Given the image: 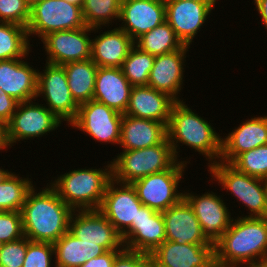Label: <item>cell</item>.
<instances>
[{"instance_id": "4", "label": "cell", "mask_w": 267, "mask_h": 267, "mask_svg": "<svg viewBox=\"0 0 267 267\" xmlns=\"http://www.w3.org/2000/svg\"><path fill=\"white\" fill-rule=\"evenodd\" d=\"M105 167L70 170L49 185L73 210H99L107 185L112 180L111 161Z\"/></svg>"}, {"instance_id": "13", "label": "cell", "mask_w": 267, "mask_h": 267, "mask_svg": "<svg viewBox=\"0 0 267 267\" xmlns=\"http://www.w3.org/2000/svg\"><path fill=\"white\" fill-rule=\"evenodd\" d=\"M69 232L81 242L95 243L106 251L124 249L121 235L99 210H74Z\"/></svg>"}, {"instance_id": "40", "label": "cell", "mask_w": 267, "mask_h": 267, "mask_svg": "<svg viewBox=\"0 0 267 267\" xmlns=\"http://www.w3.org/2000/svg\"><path fill=\"white\" fill-rule=\"evenodd\" d=\"M149 263V254L124 248L115 257L113 267H146Z\"/></svg>"}, {"instance_id": "10", "label": "cell", "mask_w": 267, "mask_h": 267, "mask_svg": "<svg viewBox=\"0 0 267 267\" xmlns=\"http://www.w3.org/2000/svg\"><path fill=\"white\" fill-rule=\"evenodd\" d=\"M44 104L32 100L19 102L11 120L6 124L8 146L20 140L47 135L60 127L61 121ZM13 144V145H12Z\"/></svg>"}, {"instance_id": "14", "label": "cell", "mask_w": 267, "mask_h": 267, "mask_svg": "<svg viewBox=\"0 0 267 267\" xmlns=\"http://www.w3.org/2000/svg\"><path fill=\"white\" fill-rule=\"evenodd\" d=\"M142 205L132 184L119 183L112 179L107 185L99 211L122 235L135 222Z\"/></svg>"}, {"instance_id": "7", "label": "cell", "mask_w": 267, "mask_h": 267, "mask_svg": "<svg viewBox=\"0 0 267 267\" xmlns=\"http://www.w3.org/2000/svg\"><path fill=\"white\" fill-rule=\"evenodd\" d=\"M188 161H177L170 169L153 173L132 183L138 199L144 206L163 212L177 204L184 193L178 191V186Z\"/></svg>"}, {"instance_id": "31", "label": "cell", "mask_w": 267, "mask_h": 267, "mask_svg": "<svg viewBox=\"0 0 267 267\" xmlns=\"http://www.w3.org/2000/svg\"><path fill=\"white\" fill-rule=\"evenodd\" d=\"M29 39L26 27L0 22V61L25 58L29 55Z\"/></svg>"}, {"instance_id": "25", "label": "cell", "mask_w": 267, "mask_h": 267, "mask_svg": "<svg viewBox=\"0 0 267 267\" xmlns=\"http://www.w3.org/2000/svg\"><path fill=\"white\" fill-rule=\"evenodd\" d=\"M132 87L121 68L98 67L93 100L124 114Z\"/></svg>"}, {"instance_id": "41", "label": "cell", "mask_w": 267, "mask_h": 267, "mask_svg": "<svg viewBox=\"0 0 267 267\" xmlns=\"http://www.w3.org/2000/svg\"><path fill=\"white\" fill-rule=\"evenodd\" d=\"M19 101L6 94L0 88V122L5 125L11 120L12 115L17 109Z\"/></svg>"}, {"instance_id": "24", "label": "cell", "mask_w": 267, "mask_h": 267, "mask_svg": "<svg viewBox=\"0 0 267 267\" xmlns=\"http://www.w3.org/2000/svg\"><path fill=\"white\" fill-rule=\"evenodd\" d=\"M176 101L168 94L150 86H134L131 89L125 115L169 123L171 109Z\"/></svg>"}, {"instance_id": "21", "label": "cell", "mask_w": 267, "mask_h": 267, "mask_svg": "<svg viewBox=\"0 0 267 267\" xmlns=\"http://www.w3.org/2000/svg\"><path fill=\"white\" fill-rule=\"evenodd\" d=\"M162 214L166 240L179 244L214 245L204 236L193 208L184 197Z\"/></svg>"}, {"instance_id": "23", "label": "cell", "mask_w": 267, "mask_h": 267, "mask_svg": "<svg viewBox=\"0 0 267 267\" xmlns=\"http://www.w3.org/2000/svg\"><path fill=\"white\" fill-rule=\"evenodd\" d=\"M233 130L222 138L221 162L230 164L239 154L267 144V116L248 119Z\"/></svg>"}, {"instance_id": "6", "label": "cell", "mask_w": 267, "mask_h": 267, "mask_svg": "<svg viewBox=\"0 0 267 267\" xmlns=\"http://www.w3.org/2000/svg\"><path fill=\"white\" fill-rule=\"evenodd\" d=\"M212 180L222 185V189L231 192L237 201L250 210L245 217H267V193L263 179L237 171L230 164L218 161L208 165Z\"/></svg>"}, {"instance_id": "29", "label": "cell", "mask_w": 267, "mask_h": 267, "mask_svg": "<svg viewBox=\"0 0 267 267\" xmlns=\"http://www.w3.org/2000/svg\"><path fill=\"white\" fill-rule=\"evenodd\" d=\"M71 95L78 105L93 100L98 66L91 60L69 62L64 65Z\"/></svg>"}, {"instance_id": "35", "label": "cell", "mask_w": 267, "mask_h": 267, "mask_svg": "<svg viewBox=\"0 0 267 267\" xmlns=\"http://www.w3.org/2000/svg\"><path fill=\"white\" fill-rule=\"evenodd\" d=\"M237 171L252 177H267V144L239 154L231 163Z\"/></svg>"}, {"instance_id": "48", "label": "cell", "mask_w": 267, "mask_h": 267, "mask_svg": "<svg viewBox=\"0 0 267 267\" xmlns=\"http://www.w3.org/2000/svg\"><path fill=\"white\" fill-rule=\"evenodd\" d=\"M65 1H67L68 3L75 4L77 6H80L81 8L83 7L84 2H85V0H65Z\"/></svg>"}, {"instance_id": "45", "label": "cell", "mask_w": 267, "mask_h": 267, "mask_svg": "<svg viewBox=\"0 0 267 267\" xmlns=\"http://www.w3.org/2000/svg\"><path fill=\"white\" fill-rule=\"evenodd\" d=\"M246 266L247 267H267V258L257 260L253 263L246 265ZM246 266H243V267H246Z\"/></svg>"}, {"instance_id": "51", "label": "cell", "mask_w": 267, "mask_h": 267, "mask_svg": "<svg viewBox=\"0 0 267 267\" xmlns=\"http://www.w3.org/2000/svg\"><path fill=\"white\" fill-rule=\"evenodd\" d=\"M212 267H224V266H219V265L214 264Z\"/></svg>"}, {"instance_id": "5", "label": "cell", "mask_w": 267, "mask_h": 267, "mask_svg": "<svg viewBox=\"0 0 267 267\" xmlns=\"http://www.w3.org/2000/svg\"><path fill=\"white\" fill-rule=\"evenodd\" d=\"M112 159V179L132 184L147 175L170 169L178 160L168 138L158 145L137 150H123Z\"/></svg>"}, {"instance_id": "33", "label": "cell", "mask_w": 267, "mask_h": 267, "mask_svg": "<svg viewBox=\"0 0 267 267\" xmlns=\"http://www.w3.org/2000/svg\"><path fill=\"white\" fill-rule=\"evenodd\" d=\"M122 0H85L82 14L85 25L90 28H101L119 20ZM111 21V22H110Z\"/></svg>"}, {"instance_id": "11", "label": "cell", "mask_w": 267, "mask_h": 267, "mask_svg": "<svg viewBox=\"0 0 267 267\" xmlns=\"http://www.w3.org/2000/svg\"><path fill=\"white\" fill-rule=\"evenodd\" d=\"M123 114L107 105L90 100L79 105L76 119L70 124L95 141L119 144Z\"/></svg>"}, {"instance_id": "19", "label": "cell", "mask_w": 267, "mask_h": 267, "mask_svg": "<svg viewBox=\"0 0 267 267\" xmlns=\"http://www.w3.org/2000/svg\"><path fill=\"white\" fill-rule=\"evenodd\" d=\"M217 3L165 1L166 22L184 45L190 46Z\"/></svg>"}, {"instance_id": "34", "label": "cell", "mask_w": 267, "mask_h": 267, "mask_svg": "<svg viewBox=\"0 0 267 267\" xmlns=\"http://www.w3.org/2000/svg\"><path fill=\"white\" fill-rule=\"evenodd\" d=\"M155 56L140 50L135 45L129 51L128 57L122 64L124 76L134 86H146Z\"/></svg>"}, {"instance_id": "49", "label": "cell", "mask_w": 267, "mask_h": 267, "mask_svg": "<svg viewBox=\"0 0 267 267\" xmlns=\"http://www.w3.org/2000/svg\"><path fill=\"white\" fill-rule=\"evenodd\" d=\"M24 1L29 6V8L31 9L35 4H37L41 0H24Z\"/></svg>"}, {"instance_id": "30", "label": "cell", "mask_w": 267, "mask_h": 267, "mask_svg": "<svg viewBox=\"0 0 267 267\" xmlns=\"http://www.w3.org/2000/svg\"><path fill=\"white\" fill-rule=\"evenodd\" d=\"M134 45L154 56L171 53L184 46L166 21L142 34L134 41Z\"/></svg>"}, {"instance_id": "39", "label": "cell", "mask_w": 267, "mask_h": 267, "mask_svg": "<svg viewBox=\"0 0 267 267\" xmlns=\"http://www.w3.org/2000/svg\"><path fill=\"white\" fill-rule=\"evenodd\" d=\"M27 251V238L0 244V267H23Z\"/></svg>"}, {"instance_id": "9", "label": "cell", "mask_w": 267, "mask_h": 267, "mask_svg": "<svg viewBox=\"0 0 267 267\" xmlns=\"http://www.w3.org/2000/svg\"><path fill=\"white\" fill-rule=\"evenodd\" d=\"M44 68V72L38 71L36 98L42 95L45 106L69 125L76 119L79 105L71 95L64 67L46 62Z\"/></svg>"}, {"instance_id": "43", "label": "cell", "mask_w": 267, "mask_h": 267, "mask_svg": "<svg viewBox=\"0 0 267 267\" xmlns=\"http://www.w3.org/2000/svg\"><path fill=\"white\" fill-rule=\"evenodd\" d=\"M256 4V5H255ZM258 14L261 16V21L267 29V0H254Z\"/></svg>"}, {"instance_id": "28", "label": "cell", "mask_w": 267, "mask_h": 267, "mask_svg": "<svg viewBox=\"0 0 267 267\" xmlns=\"http://www.w3.org/2000/svg\"><path fill=\"white\" fill-rule=\"evenodd\" d=\"M54 259L55 267H79L86 261L95 258L106 250L95 244L89 242H81L67 231L54 244Z\"/></svg>"}, {"instance_id": "26", "label": "cell", "mask_w": 267, "mask_h": 267, "mask_svg": "<svg viewBox=\"0 0 267 267\" xmlns=\"http://www.w3.org/2000/svg\"><path fill=\"white\" fill-rule=\"evenodd\" d=\"M134 40L120 28L102 32L91 41V60L98 67L121 68Z\"/></svg>"}, {"instance_id": "2", "label": "cell", "mask_w": 267, "mask_h": 267, "mask_svg": "<svg viewBox=\"0 0 267 267\" xmlns=\"http://www.w3.org/2000/svg\"><path fill=\"white\" fill-rule=\"evenodd\" d=\"M215 264L239 267L267 258V217H237L214 244Z\"/></svg>"}, {"instance_id": "8", "label": "cell", "mask_w": 267, "mask_h": 267, "mask_svg": "<svg viewBox=\"0 0 267 267\" xmlns=\"http://www.w3.org/2000/svg\"><path fill=\"white\" fill-rule=\"evenodd\" d=\"M82 8L65 0H41L30 9L28 37L85 27Z\"/></svg>"}, {"instance_id": "47", "label": "cell", "mask_w": 267, "mask_h": 267, "mask_svg": "<svg viewBox=\"0 0 267 267\" xmlns=\"http://www.w3.org/2000/svg\"><path fill=\"white\" fill-rule=\"evenodd\" d=\"M165 1H197L203 3H216L217 0H165Z\"/></svg>"}, {"instance_id": "44", "label": "cell", "mask_w": 267, "mask_h": 267, "mask_svg": "<svg viewBox=\"0 0 267 267\" xmlns=\"http://www.w3.org/2000/svg\"><path fill=\"white\" fill-rule=\"evenodd\" d=\"M8 148V142L6 138V125L0 122V150Z\"/></svg>"}, {"instance_id": "17", "label": "cell", "mask_w": 267, "mask_h": 267, "mask_svg": "<svg viewBox=\"0 0 267 267\" xmlns=\"http://www.w3.org/2000/svg\"><path fill=\"white\" fill-rule=\"evenodd\" d=\"M153 267H212L214 245L179 244L166 240L150 254Z\"/></svg>"}, {"instance_id": "38", "label": "cell", "mask_w": 267, "mask_h": 267, "mask_svg": "<svg viewBox=\"0 0 267 267\" xmlns=\"http://www.w3.org/2000/svg\"><path fill=\"white\" fill-rule=\"evenodd\" d=\"M24 237L21 211L0 212V244Z\"/></svg>"}, {"instance_id": "50", "label": "cell", "mask_w": 267, "mask_h": 267, "mask_svg": "<svg viewBox=\"0 0 267 267\" xmlns=\"http://www.w3.org/2000/svg\"><path fill=\"white\" fill-rule=\"evenodd\" d=\"M263 182H264L266 193H267V177L263 179Z\"/></svg>"}, {"instance_id": "16", "label": "cell", "mask_w": 267, "mask_h": 267, "mask_svg": "<svg viewBox=\"0 0 267 267\" xmlns=\"http://www.w3.org/2000/svg\"><path fill=\"white\" fill-rule=\"evenodd\" d=\"M184 192V198L191 205L206 239L215 244L228 230L233 220L226 203L216 193L200 195Z\"/></svg>"}, {"instance_id": "27", "label": "cell", "mask_w": 267, "mask_h": 267, "mask_svg": "<svg viewBox=\"0 0 267 267\" xmlns=\"http://www.w3.org/2000/svg\"><path fill=\"white\" fill-rule=\"evenodd\" d=\"M166 138L167 126L164 123L123 114L119 143L123 150L151 147Z\"/></svg>"}, {"instance_id": "12", "label": "cell", "mask_w": 267, "mask_h": 267, "mask_svg": "<svg viewBox=\"0 0 267 267\" xmlns=\"http://www.w3.org/2000/svg\"><path fill=\"white\" fill-rule=\"evenodd\" d=\"M101 28L82 27L74 30L56 31L44 36L41 41L46 51L47 63L64 65L69 62L91 59V37Z\"/></svg>"}, {"instance_id": "36", "label": "cell", "mask_w": 267, "mask_h": 267, "mask_svg": "<svg viewBox=\"0 0 267 267\" xmlns=\"http://www.w3.org/2000/svg\"><path fill=\"white\" fill-rule=\"evenodd\" d=\"M54 256L52 243L30 241L27 238V251L23 267H51Z\"/></svg>"}, {"instance_id": "32", "label": "cell", "mask_w": 267, "mask_h": 267, "mask_svg": "<svg viewBox=\"0 0 267 267\" xmlns=\"http://www.w3.org/2000/svg\"><path fill=\"white\" fill-rule=\"evenodd\" d=\"M18 176L11 172L0 183V212L21 211L28 192L34 187L31 179Z\"/></svg>"}, {"instance_id": "37", "label": "cell", "mask_w": 267, "mask_h": 267, "mask_svg": "<svg viewBox=\"0 0 267 267\" xmlns=\"http://www.w3.org/2000/svg\"><path fill=\"white\" fill-rule=\"evenodd\" d=\"M30 8L24 0H0V22L27 27Z\"/></svg>"}, {"instance_id": "22", "label": "cell", "mask_w": 267, "mask_h": 267, "mask_svg": "<svg viewBox=\"0 0 267 267\" xmlns=\"http://www.w3.org/2000/svg\"><path fill=\"white\" fill-rule=\"evenodd\" d=\"M23 59L0 61V88L19 102L35 101L39 70Z\"/></svg>"}, {"instance_id": "42", "label": "cell", "mask_w": 267, "mask_h": 267, "mask_svg": "<svg viewBox=\"0 0 267 267\" xmlns=\"http://www.w3.org/2000/svg\"><path fill=\"white\" fill-rule=\"evenodd\" d=\"M122 250H111L106 251L105 253L86 261L83 265L79 267H113L115 257Z\"/></svg>"}, {"instance_id": "1", "label": "cell", "mask_w": 267, "mask_h": 267, "mask_svg": "<svg viewBox=\"0 0 267 267\" xmlns=\"http://www.w3.org/2000/svg\"><path fill=\"white\" fill-rule=\"evenodd\" d=\"M28 192L21 209L24 236L30 241L54 244L69 231L74 210L50 186Z\"/></svg>"}, {"instance_id": "3", "label": "cell", "mask_w": 267, "mask_h": 267, "mask_svg": "<svg viewBox=\"0 0 267 267\" xmlns=\"http://www.w3.org/2000/svg\"><path fill=\"white\" fill-rule=\"evenodd\" d=\"M167 138L176 159L179 157L178 146L182 143L207 157L209 165L220 160L222 137L205 118L193 112L183 100L175 102L172 106L167 125Z\"/></svg>"}, {"instance_id": "18", "label": "cell", "mask_w": 267, "mask_h": 267, "mask_svg": "<svg viewBox=\"0 0 267 267\" xmlns=\"http://www.w3.org/2000/svg\"><path fill=\"white\" fill-rule=\"evenodd\" d=\"M119 22L134 41L166 21L165 0H122Z\"/></svg>"}, {"instance_id": "46", "label": "cell", "mask_w": 267, "mask_h": 267, "mask_svg": "<svg viewBox=\"0 0 267 267\" xmlns=\"http://www.w3.org/2000/svg\"><path fill=\"white\" fill-rule=\"evenodd\" d=\"M11 172L0 168V183L3 182Z\"/></svg>"}, {"instance_id": "15", "label": "cell", "mask_w": 267, "mask_h": 267, "mask_svg": "<svg viewBox=\"0 0 267 267\" xmlns=\"http://www.w3.org/2000/svg\"><path fill=\"white\" fill-rule=\"evenodd\" d=\"M125 249L151 254L166 241L163 214L142 205L135 222L121 235Z\"/></svg>"}, {"instance_id": "52", "label": "cell", "mask_w": 267, "mask_h": 267, "mask_svg": "<svg viewBox=\"0 0 267 267\" xmlns=\"http://www.w3.org/2000/svg\"><path fill=\"white\" fill-rule=\"evenodd\" d=\"M146 267H153L151 263H149Z\"/></svg>"}, {"instance_id": "20", "label": "cell", "mask_w": 267, "mask_h": 267, "mask_svg": "<svg viewBox=\"0 0 267 267\" xmlns=\"http://www.w3.org/2000/svg\"><path fill=\"white\" fill-rule=\"evenodd\" d=\"M189 48L184 45L174 52L155 56L147 85L168 94L176 102L181 101L178 94L184 84V61Z\"/></svg>"}]
</instances>
